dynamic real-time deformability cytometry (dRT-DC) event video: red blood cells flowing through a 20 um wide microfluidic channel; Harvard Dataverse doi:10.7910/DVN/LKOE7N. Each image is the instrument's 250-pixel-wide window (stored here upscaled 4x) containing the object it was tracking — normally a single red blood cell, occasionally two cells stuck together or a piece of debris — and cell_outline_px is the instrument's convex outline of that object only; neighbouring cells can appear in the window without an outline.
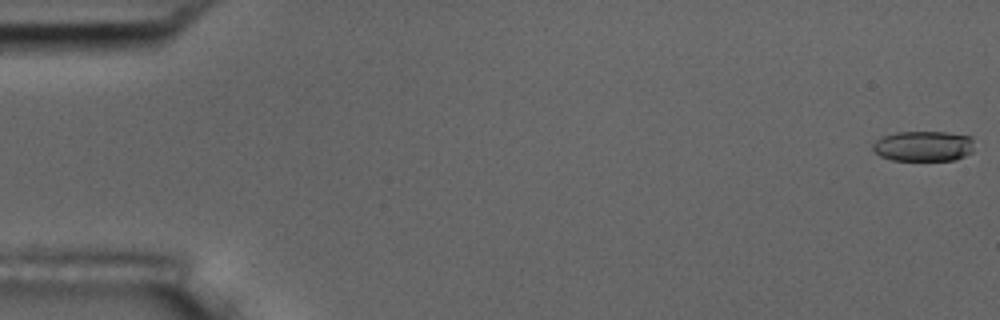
{"species": "common noctule bat (a hibernating species)", "species_latin": "Nyctalus noctula", "temperature_condition": "room temperature", "stored_images_in_passage": 8, "camera_frame_rate_fps": 3000, "um_per_image_px": 0.085, "animal": {"sex": "male", "body_mass_g": 17.5, "forearm_length_mm": 52.3}, "frame": {"image": 1, "passage_image": 1, "time_ms": 0.0, "image_size_px": [1000, 320], "cell_outline_px": [[972, 152], [964, 156], [952, 160], [892, 160], [880, 156], [872, 148], [872, 144], [876, 140], [884, 136], [896, 132], [944, 132], [972, 136]], "centroid_in_image_um": [78.48, 12.41], "position_along_channel_um": 6.5, "area_um2": 17.86}}